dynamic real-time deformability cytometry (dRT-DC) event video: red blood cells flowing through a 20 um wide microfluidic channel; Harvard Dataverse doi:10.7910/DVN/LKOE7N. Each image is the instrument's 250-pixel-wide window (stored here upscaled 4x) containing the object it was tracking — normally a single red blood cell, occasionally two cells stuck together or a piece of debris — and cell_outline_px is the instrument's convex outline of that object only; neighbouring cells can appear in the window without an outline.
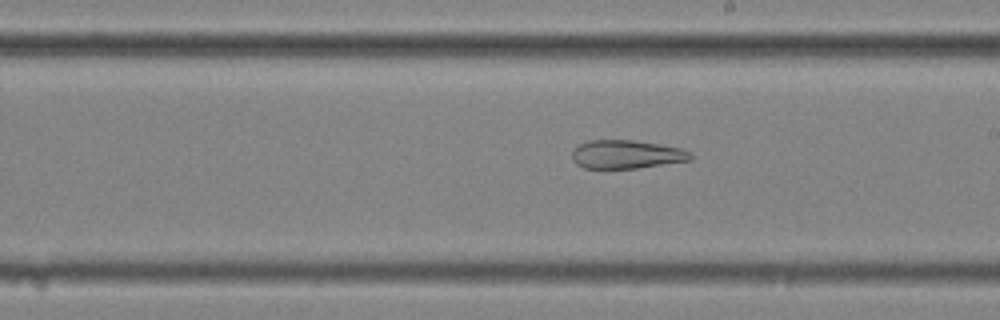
{"species": "common noctule bat (a hibernating species)", "species_latin": "Nyctalus noctula", "temperature_condition": "cold", "stored_images_in_passage": 57, "camera_frame_rate_fps": 3000, "um_per_image_px": 0.085, "animal": {"sex": "female", "body_mass_g": 25.1}, "frame": {"image": 1, "passage_image": 33, "time_ms": 10.667, "image_size_px": [1000, 320], "cell_outline_px": [[692, 160], [636, 168], [584, 168], [576, 164], [572, 160], [572, 152], [580, 144], [588, 140], [632, 140], [660, 144], [680, 148], [692, 152]], "centroid_in_image_um": [53.26, 13.12], "position_along_channel_um": 235.7, "area_um2": 19.65}, "authors_computed_cell_mechanics": {"area_um2": 28.3798, "velocity_mm_per_s": 3.5988, "shape_relaxation_time_tau1_ms": null, "shape_relaxation_time_tau2_ms": 3.4327, "deformation_change_tau1": null, "deformation_change_tau2": 0.1298}}